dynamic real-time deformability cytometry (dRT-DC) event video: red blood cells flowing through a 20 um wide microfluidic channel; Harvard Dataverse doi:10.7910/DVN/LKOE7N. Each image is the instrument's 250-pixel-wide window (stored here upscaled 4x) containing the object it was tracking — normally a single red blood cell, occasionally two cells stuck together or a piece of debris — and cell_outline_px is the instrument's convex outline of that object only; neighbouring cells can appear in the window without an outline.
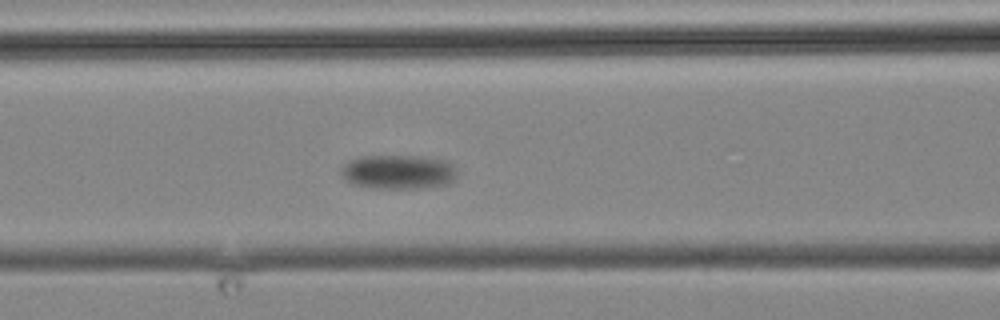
{"species": "common noctule bat (a hibernating species)", "species_latin": "Nyctalus noctula", "temperature_condition": "cold", "stored_images_in_passage": 5, "camera_frame_rate_fps": 3000, "um_per_image_px": 0.085, "animal": {"sex": "male", "body_mass_g": 19.2, "forearm_length_mm": 51.8}, "frame": {"image": 1, "passage_image": 5, "time_ms": 4.667, "image_size_px": [1000, 320], "cell_outline_px": [[456, 180], [448, 184], [412, 188], [368, 188], [352, 184], [344, 180], [340, 172], [340, 168], [348, 160], [360, 156], [420, 156], [444, 160], [452, 164], [456, 168]], "centroid_in_image_um": [33.81, 14.61], "position_along_channel_um": 132.8, "area_um2": 23.41}}